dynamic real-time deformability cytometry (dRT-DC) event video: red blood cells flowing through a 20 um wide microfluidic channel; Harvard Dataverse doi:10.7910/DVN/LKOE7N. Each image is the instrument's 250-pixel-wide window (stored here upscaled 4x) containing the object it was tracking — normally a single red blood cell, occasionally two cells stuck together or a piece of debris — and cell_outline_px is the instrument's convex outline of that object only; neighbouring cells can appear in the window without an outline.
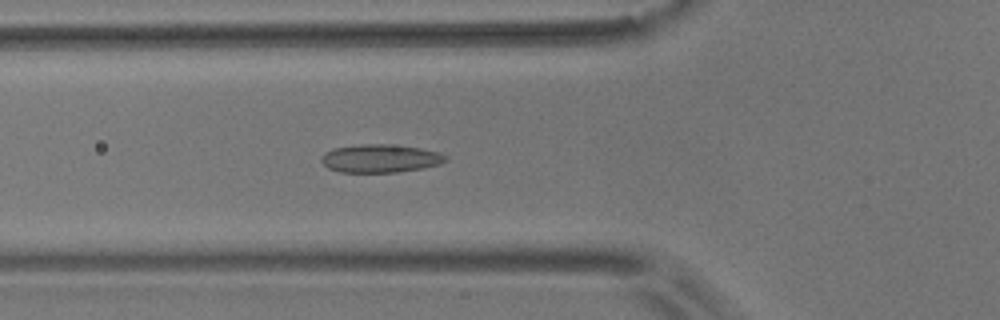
{"species": "common noctule bat (a hibernating species)", "species_latin": "Nyctalus noctula", "temperature_condition": "room temperature", "stored_images_in_passage": 53, "camera_frame_rate_fps": 3000, "um_per_image_px": 0.085, "animal": {"sex": "male", "body_mass_g": 17.9}, "frame": {"image": 1, "passage_image": 18, "time_ms": 5.667, "image_size_px": [1000, 320], "cell_outline_px": [[448, 160], [440, 164], [424, 168], [396, 172], [340, 172], [328, 168], [320, 160], [320, 156], [324, 152], [332, 148], [360, 144], [388, 144], [420, 148], [440, 152], [448, 156]], "centroid_in_image_um": [32.32, 13.46], "position_along_channel_um": 93.5, "area_um2": 20.63}}
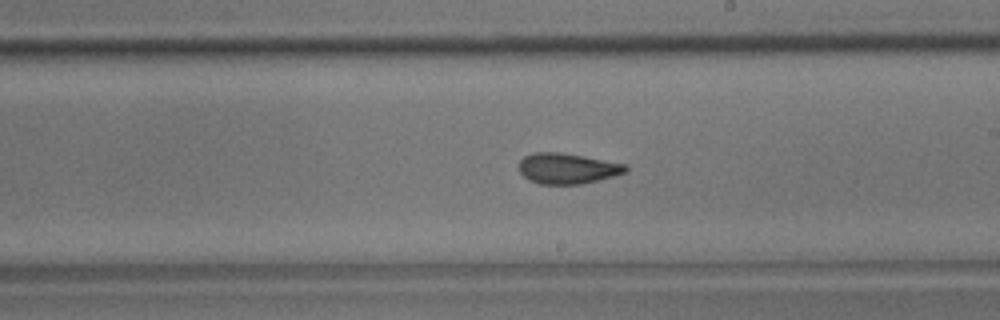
{"frame": {"image": 2, "passage_image": 30, "time_ms": 9.667, "image_size_px": [1000, 320], "cell_outline_px": [[628, 168], [624, 172], [612, 176], [580, 184], [540, 184], [528, 180], [520, 172], [520, 160], [524, 156], [532, 152], [560, 152], [584, 156], [628, 164]], "centroid_in_image_um": [48.2, 14.3], "position_along_channel_um": 240.8, "area_um2": 18.96}}
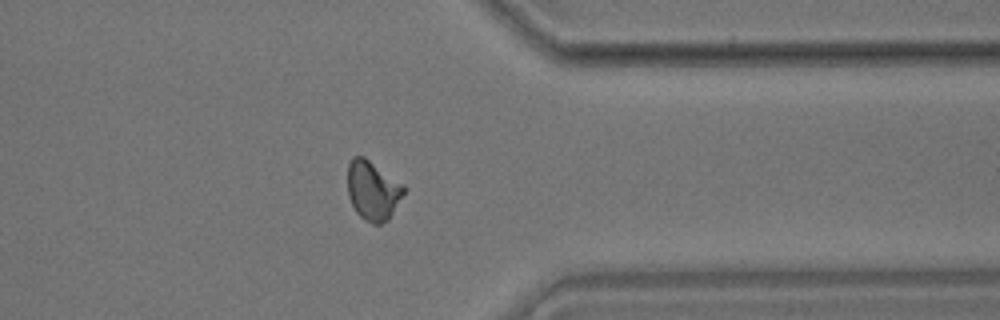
{"frame": {"image": 3, "passage_image": 42, "time_ms": 13.667, "image_size_px": [1000, 320], "cell_outline_px": [[404, 192], [388, 220], [380, 224], [372, 224], [364, 220], [356, 212], [348, 196], [348, 164], [352, 156], [364, 156], [404, 184]], "centroid_in_image_um": [31.67, 16.18], "position_along_channel_um": 379.7, "area_um2": 19.42}, "authors_computed_cell_mechanics": {"area_um2": 19.0162, "velocity_mm_per_s": 3.666, "shape_relaxation_time_tau1_ms": 10.7967, "shape_relaxation_time_tau2_ms": 1.0943, "deformation_change_tau1": 0.2198, "deformation_change_tau2": 0.0619}}